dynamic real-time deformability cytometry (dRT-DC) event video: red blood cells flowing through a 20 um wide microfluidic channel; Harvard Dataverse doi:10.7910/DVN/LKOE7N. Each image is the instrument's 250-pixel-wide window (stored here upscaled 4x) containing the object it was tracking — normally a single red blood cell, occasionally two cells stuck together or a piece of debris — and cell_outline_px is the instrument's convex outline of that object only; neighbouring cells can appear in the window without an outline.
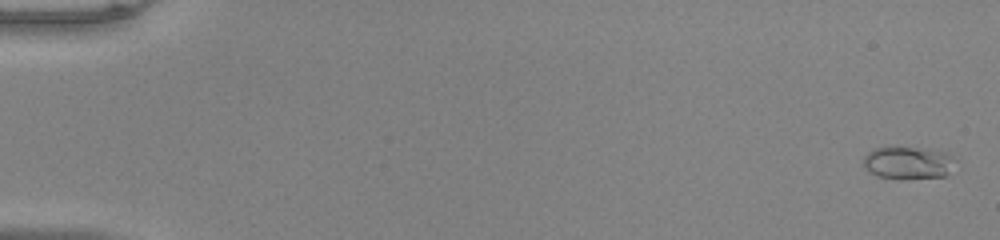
{"species": "common noctule bat (a hibernating species)", "species_latin": "Nyctalus noctula", "temperature_condition": "warm", "stored_images_in_passage": 53, "camera_frame_rate_fps": 3000, "um_per_image_px": 0.085, "animal": {"sex": "male", "body_mass_g": 20.0, "forearm_length_mm": 53.3}, "frame": {"image": 1, "passage_image": 2, "time_ms": 0.333, "image_size_px": [1000, 240], "cell_outline_px": [[956, 160], [948, 172], [944, 176], [876, 176], [864, 164], [864, 156], [868, 152], [876, 148], [932, 148], [944, 152], [952, 156]], "centroid_in_image_um": [77.22, 13.78], "position_along_channel_um": 7.8, "area_um2": 16.36}}
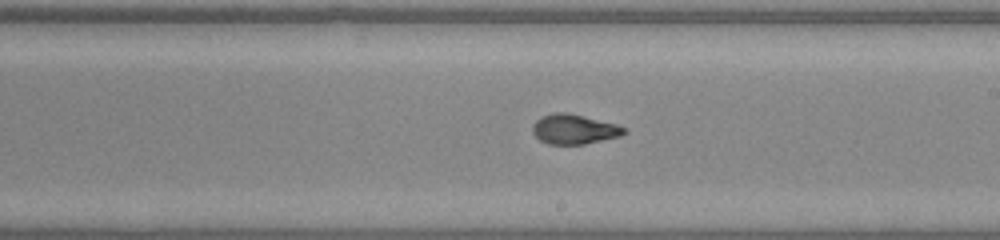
{"frame": {"image": 2, "passage_image": 32, "time_ms": 10.333, "image_size_px": [1000, 240], "cell_outline_px": [[628, 132], [620, 136], [584, 144], [548, 144], [540, 140], [532, 132], [532, 124], [540, 116], [552, 112], [568, 112], [616, 124], [628, 128]], "centroid_in_image_um": [48.79, 10.97], "position_along_channel_um": 240.2, "area_um2": 16.07}}
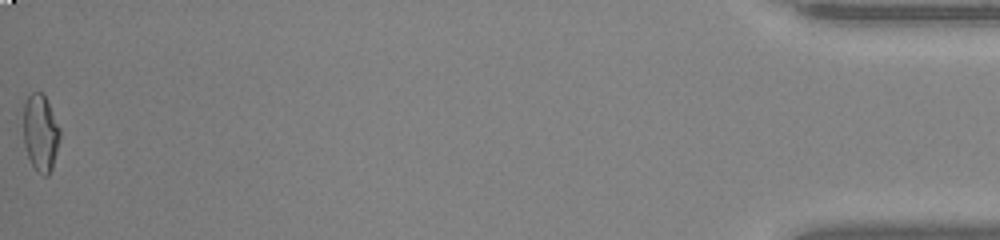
{"frame": {"image": 3, "passage_image": 53, "time_ms": 17.333, "image_size_px": [1000, 240], "cell_outline_px": [[60, 136], [52, 168], [48, 176], [44, 176], [36, 172], [28, 156], [24, 144], [24, 104], [28, 96], [32, 92], [44, 92], [60, 128]], "centroid_in_image_um": [3.45, 11.28], "position_along_channel_um": 431.8, "area_um2": 16.42}, "authors_computed_cell_mechanics": {"area_um2": 15.895, "velocity_mm_per_s": 4.071, "shape_relaxation_time_tau1_ms": null, "shape_relaxation_time_tau2_ms": 1.1249, "deformation_change_tau1": null, "deformation_change_tau2": 0.0751}}